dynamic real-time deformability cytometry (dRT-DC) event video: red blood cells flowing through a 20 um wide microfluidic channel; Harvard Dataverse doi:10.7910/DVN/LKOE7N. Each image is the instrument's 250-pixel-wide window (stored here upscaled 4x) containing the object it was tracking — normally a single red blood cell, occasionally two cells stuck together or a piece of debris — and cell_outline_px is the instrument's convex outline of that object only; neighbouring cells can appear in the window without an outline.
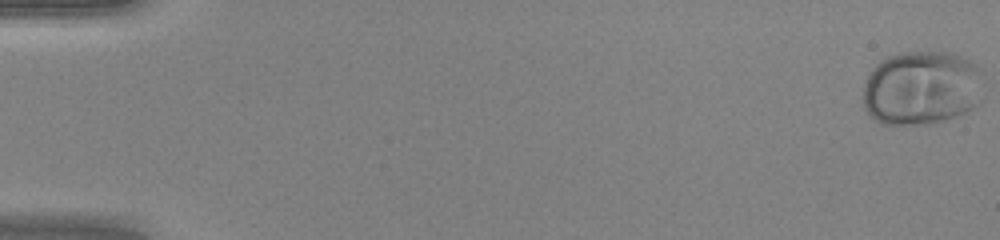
{"species": "human", "species_latin": "Homo sapiens", "temperature_condition": "warm", "stored_images_in_passage": 50, "camera_frame_rate_fps": 3000, "um_per_image_px": 0.085, "donor": {"sex": "female"}, "frame": {"image": 1, "passage_image": 1, "time_ms": 0.0, "image_size_px": [1000, 240], "cell_outline_px": [[980, 104], [956, 116], [944, 120], [928, 124], [884, 124], [876, 120], [864, 108], [864, 88], [868, 76], [872, 68], [876, 64], [888, 56], [900, 52], [944, 52], [968, 60], [980, 68]], "centroid_in_image_um": [78.32, 7.48], "position_along_channel_um": 6.7, "area_um2": 51.73}}
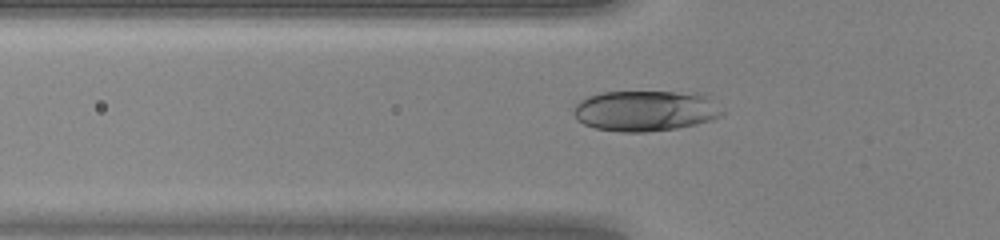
{"frame": {"image": 2, "passage_image": 18, "time_ms": 5.667, "image_size_px": [1000, 240], "cell_outline_px": [[724, 112], [720, 116], [712, 120], [696, 124], [676, 128], [644, 132], [624, 132], [596, 128], [584, 124], [572, 112], [576, 104], [580, 100], [588, 96], [604, 92], [700, 92]], "centroid_in_image_um": [54.85, 9.41], "position_along_channel_um": 71.0, "area_um2": 34.91}}
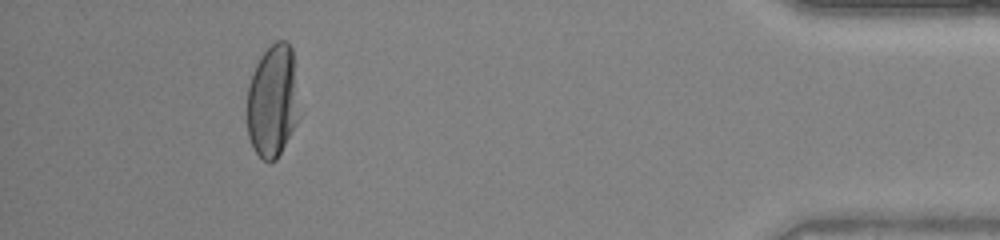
{"frame": {"image": 3, "passage_image": 46, "time_ms": 15.0, "image_size_px": [1000, 240], "cell_outline_px": [[300, 116], [276, 160], [264, 160], [256, 152], [248, 136], [248, 84], [252, 72], [260, 56], [276, 40], [284, 40], [292, 48]], "centroid_in_image_um": [23.18, 8.56], "position_along_channel_um": 412.0, "area_um2": 34.04}, "authors_computed_cell_mechanics": {"area_um2": 36.9053, "velocity_mm_per_s": 4.2241, "shape_relaxation_time_tau1_ms": 2.2758, "shape_relaxation_time_tau2_ms": null, "deformation_change_tau1": 0.1776, "deformation_change_tau2": null}}